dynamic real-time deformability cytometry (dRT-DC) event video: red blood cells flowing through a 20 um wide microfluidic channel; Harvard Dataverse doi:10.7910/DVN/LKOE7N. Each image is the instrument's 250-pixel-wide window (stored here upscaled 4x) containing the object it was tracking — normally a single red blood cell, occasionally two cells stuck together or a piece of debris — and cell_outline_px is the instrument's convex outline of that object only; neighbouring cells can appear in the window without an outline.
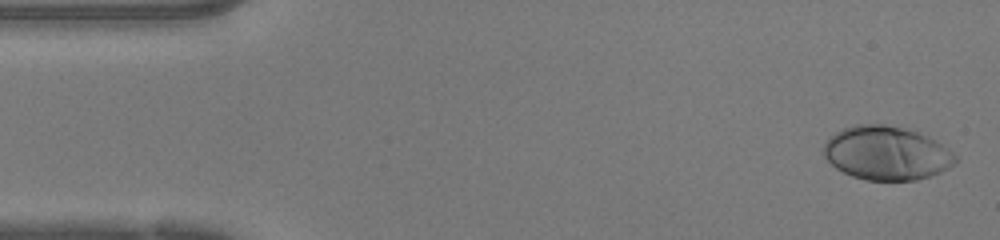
{"species": "human", "species_latin": "Homo sapiens", "temperature_condition": "warm", "stored_images_in_passage": 43, "camera_frame_rate_fps": 3000, "um_per_image_px": 0.085, "donor": {"sex": "female"}, "frame": {"image": 1, "passage_image": 1, "time_ms": 0.0, "image_size_px": [1000, 240], "cell_outline_px": [[960, 160], [956, 164], [940, 172], [916, 180], [864, 180], [852, 176], [836, 168], [824, 156], [824, 144], [836, 132], [852, 124], [884, 124], [916, 128], [936, 140], [948, 148]], "centroid_in_image_um": [75.41, 12.99], "position_along_channel_um": 9.6, "area_um2": 41.85}}
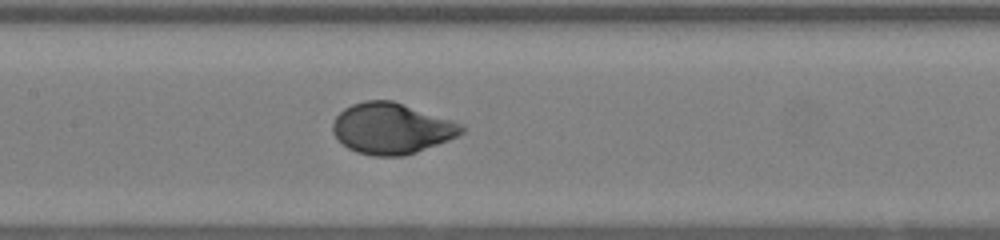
{"frame": {"image": 2, "passage_image": 21, "time_ms": 6.667, "image_size_px": [1000, 240], "cell_outline_px": [[464, 132], [460, 136], [416, 152], [404, 156], [372, 156], [356, 152], [348, 148], [332, 132], [332, 124], [336, 116], [344, 108], [352, 104], [364, 100], [392, 100], [452, 120], [460, 124], [464, 128]], "centroid_in_image_um": [33.28, 10.92], "position_along_channel_um": 174.1, "area_um2": 38.21}}
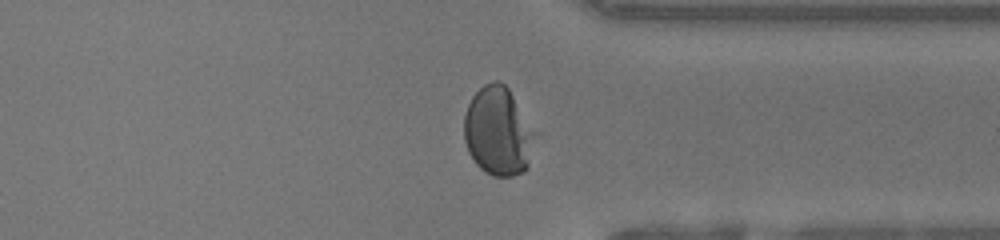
{"frame": {"image": 3, "passage_image": 35, "time_ms": 11.333, "image_size_px": [1000, 240], "cell_outline_px": [[540, 132], [528, 164], [524, 172], [512, 176], [492, 176], [484, 172], [472, 160], [468, 152], [464, 140], [464, 116], [468, 104], [472, 96], [484, 84], [492, 80], [496, 80], [504, 84], [508, 88]], "centroid_in_image_um": [42.39, 11.16], "position_along_channel_um": 369.0, "area_um2": 37.8}, "authors_computed_cell_mechanics": {"area_um2": 38.0902, "velocity_mm_per_s": 4.2415, "shape_relaxation_time_tau1_ms": 3.4831, "shape_relaxation_time_tau2_ms": null, "deformation_change_tau1": 0.2211, "deformation_change_tau2": null}}